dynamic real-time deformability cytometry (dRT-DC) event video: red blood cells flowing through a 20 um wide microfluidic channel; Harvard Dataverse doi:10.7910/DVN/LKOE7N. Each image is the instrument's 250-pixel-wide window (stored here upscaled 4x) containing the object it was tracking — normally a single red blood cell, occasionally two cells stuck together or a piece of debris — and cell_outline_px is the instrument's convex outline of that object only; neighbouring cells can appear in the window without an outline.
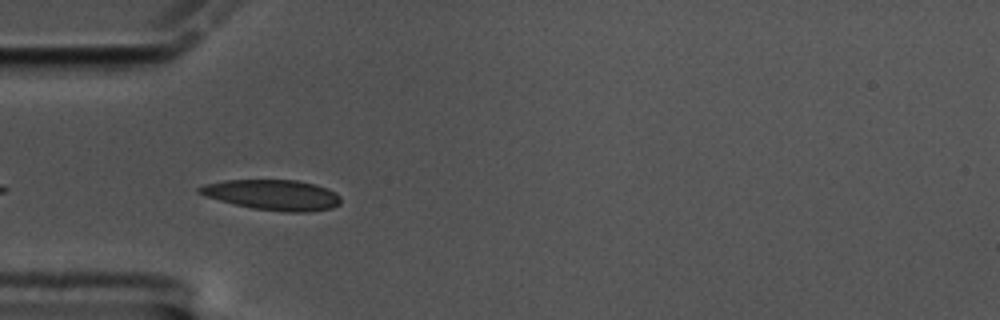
{"species": "common noctule bat (a hibernating species)", "species_latin": "Nyctalus noctula", "temperature_condition": "cold", "stored_images_in_passage": 6, "camera_frame_rate_fps": 3000, "um_per_image_px": 0.085, "animal": {"sex": "male", "body_mass_g": 17.5, "forearm_length_mm": 52.3}, "frame": {"image": 1, "passage_image": 3, "time_ms": 0.667, "image_size_px": [1000, 320], "cell_outline_px": [[340, 204], [332, 208], [308, 212], [284, 212], [252, 208], [204, 196], [196, 192], [196, 188], [204, 184], [224, 180], [296, 180], [316, 184], [328, 188], [336, 192], [340, 196]], "centroid_in_image_um": [23.18, 16.56], "position_along_channel_um": 61.8, "area_um2": 25.2}}